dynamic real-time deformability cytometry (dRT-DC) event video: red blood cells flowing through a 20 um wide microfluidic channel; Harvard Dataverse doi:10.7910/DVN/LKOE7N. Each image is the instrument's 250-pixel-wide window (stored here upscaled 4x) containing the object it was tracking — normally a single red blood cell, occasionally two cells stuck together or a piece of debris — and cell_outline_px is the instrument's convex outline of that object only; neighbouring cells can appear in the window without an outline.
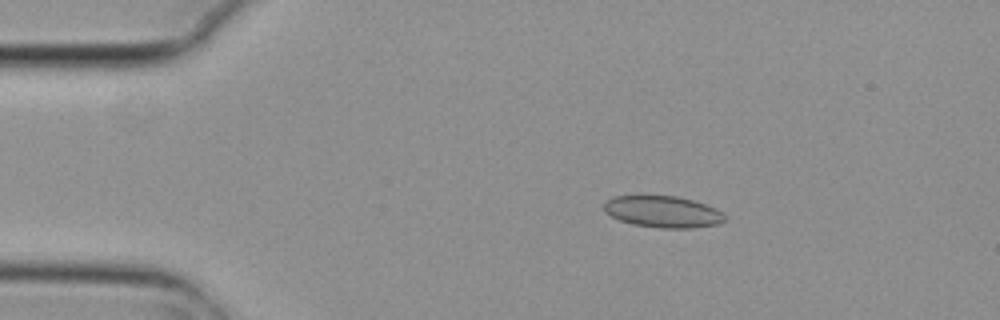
{"species": "common noctule bat (a hibernating species)", "species_latin": "Nyctalus noctula", "temperature_condition": "cold", "stored_images_in_passage": 7, "camera_frame_rate_fps": 3000, "um_per_image_px": 0.085, "animal": {"sex": "female", "body_mass_g": 29.2, "forearm_length_mm": 56.3}, "frame": {"image": 1, "passage_image": 2, "time_ms": 0.333, "image_size_px": [1000, 320], "cell_outline_px": [[728, 216], [720, 224], [692, 228], [660, 228], [632, 224], [620, 220], [604, 212], [604, 200], [612, 196], [676, 196], [692, 200], [716, 208], [724, 212]], "centroid_in_image_um": [56.36, 18.0], "position_along_channel_um": 28.6, "area_um2": 22.43}}
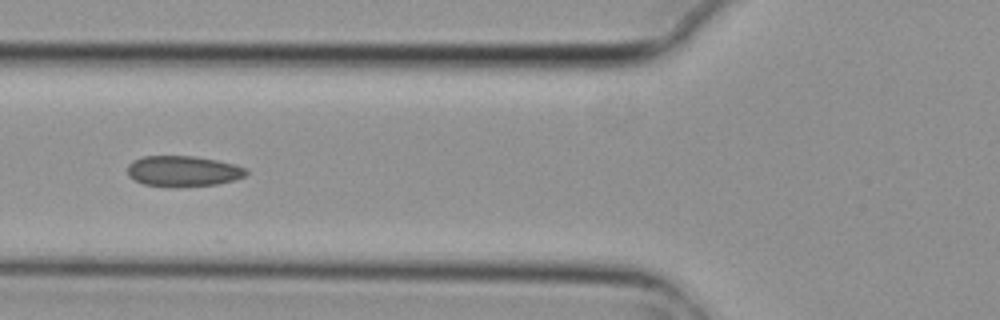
{"frame": {"image": 2, "passage_image": 5, "time_ms": 1.333, "image_size_px": [1000, 320], "cell_outline_px": [[248, 172], [244, 176], [232, 180], [216, 184], [144, 184], [128, 176], [128, 164], [132, 160], [144, 156], [196, 156], [236, 164], [248, 168]], "centroid_in_image_um": [15.58, 14.49], "position_along_channel_um": 110.2, "area_um2": 20.4}}
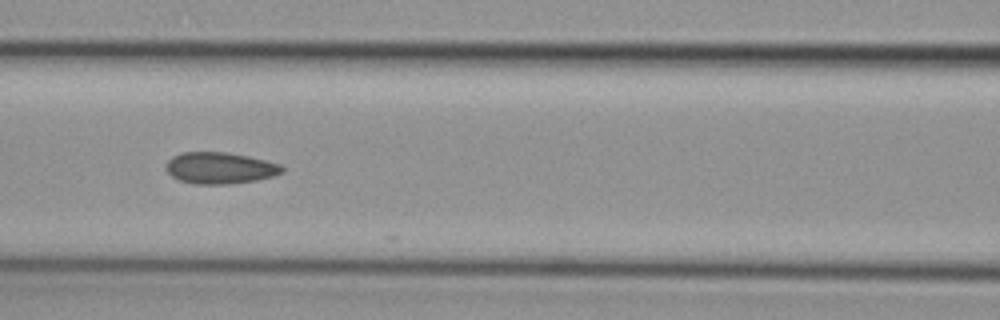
{"frame": {"image": 3, "passage_image": 6, "time_ms": 1.667, "image_size_px": [1000, 320], "cell_outline_px": [[284, 172], [272, 176], [256, 180], [228, 184], [196, 184], [180, 180], [172, 176], [164, 168], [164, 164], [172, 156], [180, 152], [224, 152], [248, 156], [280, 164], [284, 168]], "centroid_in_image_um": [18.66, 14.27], "position_along_channel_um": 147.9, "area_um2": 21.33}}